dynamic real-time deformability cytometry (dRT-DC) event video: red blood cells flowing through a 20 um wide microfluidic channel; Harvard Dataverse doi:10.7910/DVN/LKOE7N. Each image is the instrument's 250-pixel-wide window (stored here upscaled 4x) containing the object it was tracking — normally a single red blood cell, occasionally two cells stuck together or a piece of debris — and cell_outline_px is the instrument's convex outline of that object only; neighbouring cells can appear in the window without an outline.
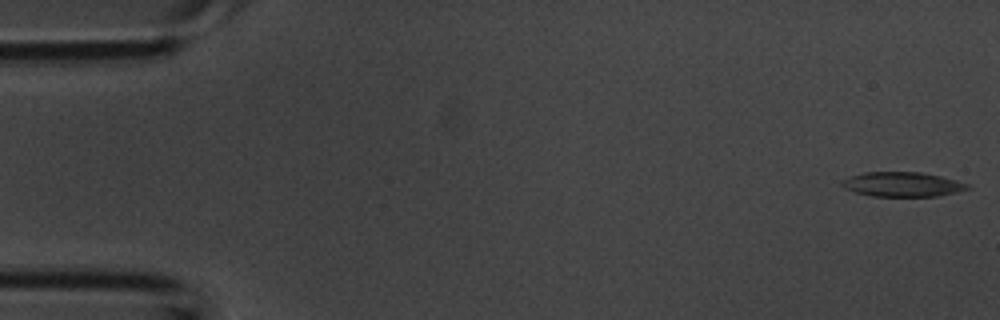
{"species": "common noctule bat (a hibernating species)", "species_latin": "Nyctalus noctula", "temperature_condition": "room temperature", "stored_images_in_passage": 6, "camera_frame_rate_fps": 3000, "um_per_image_px": 0.085, "animal": {"sex": "male", "body_mass_g": 20.1, "forearm_length_mm": 53.5}, "frame": {"image": 1, "passage_image": 1, "time_ms": 0.0, "image_size_px": [1000, 320], "cell_outline_px": [[972, 188], [956, 192], [936, 196], [872, 196], [856, 192], [844, 188], [840, 184], [840, 180], [848, 176], [864, 172], [920, 172], [940, 176], [956, 180], [968, 184]], "centroid_in_image_um": [76.66, 15.66], "position_along_channel_um": 8.3, "area_um2": 18.03}}